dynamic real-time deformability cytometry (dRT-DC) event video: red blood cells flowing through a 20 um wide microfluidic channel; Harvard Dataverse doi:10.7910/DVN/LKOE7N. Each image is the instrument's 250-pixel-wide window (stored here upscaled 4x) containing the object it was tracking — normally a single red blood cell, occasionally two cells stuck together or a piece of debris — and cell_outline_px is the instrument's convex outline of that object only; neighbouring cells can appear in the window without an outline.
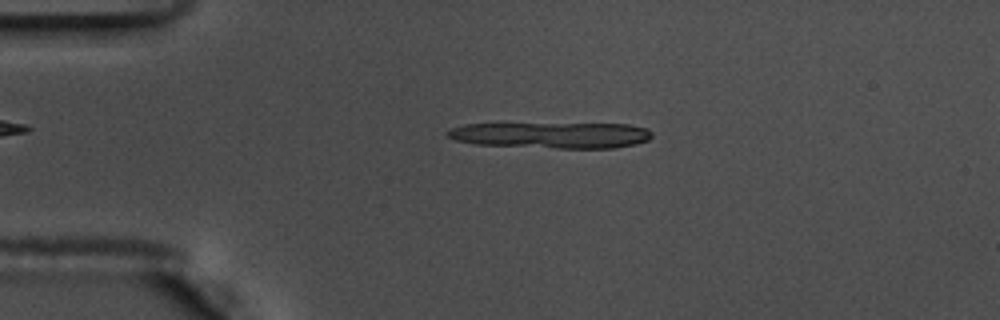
{"species": "common noctule bat (a hibernating species)", "species_latin": "Nyctalus noctula", "temperature_condition": "warm", "stored_images_in_passage": 16, "camera_frame_rate_fps": 3000, "um_per_image_px": 0.085, "animal": {"sex": "male", "body_mass_g": 17.5, "forearm_length_mm": 52.3}, "frame": {"image": 1, "passage_image": 12, "time_ms": 3.667, "image_size_px": [1000, 320], "cell_outline_px": [[652, 136], [648, 140], [636, 144], [612, 148], [556, 148], [476, 144], [456, 140], [448, 136], [444, 132], [452, 128], [464, 124], [628, 124], [648, 128], [652, 132]], "centroid_in_image_um": [46.91, 11.49], "position_along_channel_um": 38.1, "area_um2": 30.92}}